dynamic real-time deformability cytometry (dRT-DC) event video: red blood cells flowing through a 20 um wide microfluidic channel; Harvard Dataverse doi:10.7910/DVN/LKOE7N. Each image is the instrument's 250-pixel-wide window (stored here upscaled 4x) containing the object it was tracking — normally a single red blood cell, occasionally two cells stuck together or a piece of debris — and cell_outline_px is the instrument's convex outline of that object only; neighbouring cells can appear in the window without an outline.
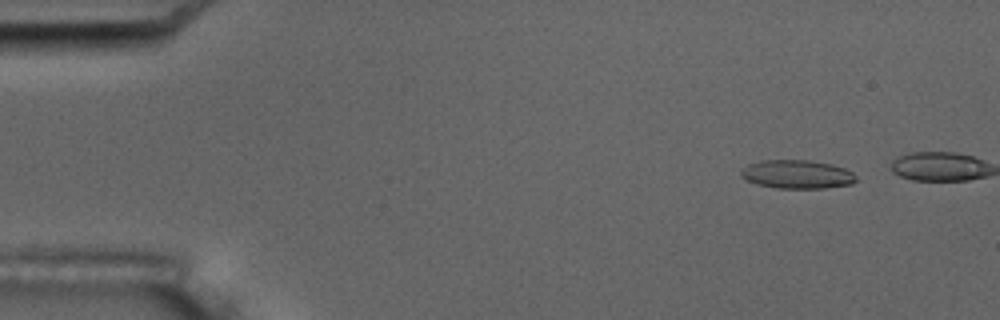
{"species": "common noctule bat (a hibernating species)", "species_latin": "Nyctalus noctula", "temperature_condition": "room temperature", "stored_images_in_passage": 5, "camera_frame_rate_fps": 3000, "um_per_image_px": 0.085, "animal": {"sex": "male", "body_mass_g": 17.5, "forearm_length_mm": 52.3}, "frame": {"image": 1, "passage_image": 2, "time_ms": 1.333, "image_size_px": [1000, 320], "cell_outline_px": [[856, 180], [852, 184], [824, 188], [776, 188], [756, 184], [740, 176], [740, 168], [748, 164], [760, 160], [808, 160], [832, 164], [844, 168], [852, 172], [856, 176]], "centroid_in_image_um": [67.72, 14.81], "position_along_channel_um": 17.3, "area_um2": 19.31}}